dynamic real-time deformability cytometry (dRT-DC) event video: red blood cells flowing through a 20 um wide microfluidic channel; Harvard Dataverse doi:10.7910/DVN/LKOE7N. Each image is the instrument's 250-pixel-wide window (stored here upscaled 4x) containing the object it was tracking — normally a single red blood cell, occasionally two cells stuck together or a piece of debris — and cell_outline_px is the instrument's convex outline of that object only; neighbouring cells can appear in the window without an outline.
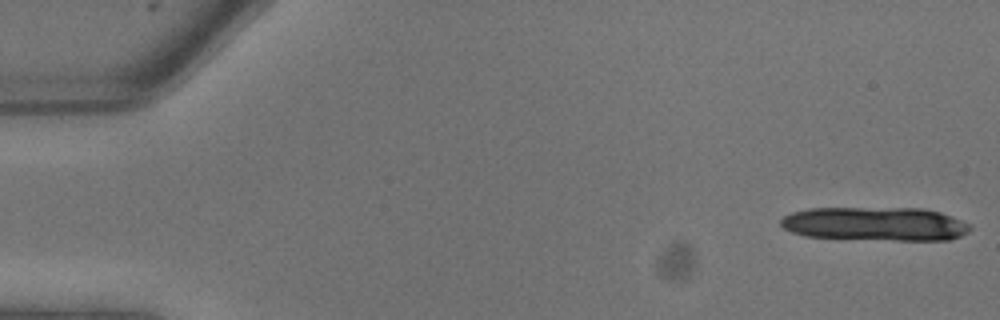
{"species": "common noctule bat (a hibernating species)", "species_latin": "Nyctalus noctula", "temperature_condition": "warm", "stored_images_in_passage": 9, "camera_frame_rate_fps": 3000, "um_per_image_px": 0.085, "animal": {"sex": "male", "body_mass_g": 13.3}, "frame": {"image": 1, "passage_image": 1, "time_ms": 0.0, "image_size_px": [1000, 320], "cell_outline_px": [[972, 228], [968, 232], [960, 236], [948, 240], [896, 240], [804, 236], [792, 232], [784, 228], [780, 224], [780, 220], [784, 216], [792, 212], [808, 208], [924, 208], [940, 212], [960, 220], [968, 224]], "centroid_in_image_um": [74.39, 19.02], "position_along_channel_um": 10.6, "area_um2": 37.17}}
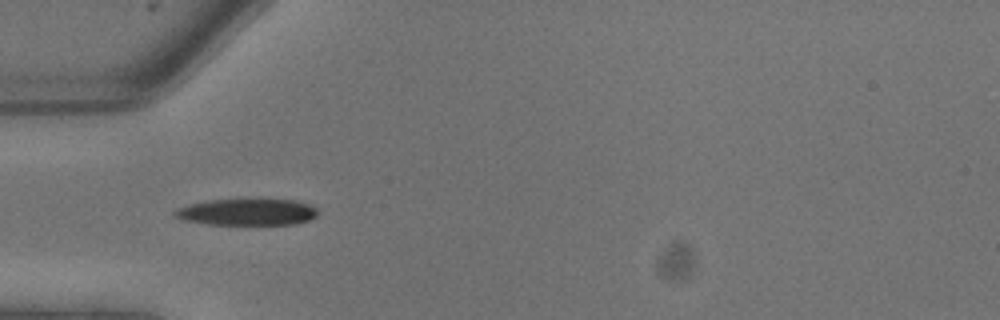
{"frame": {"image": 2, "passage_image": 8, "time_ms": 2.333, "image_size_px": [1000, 320], "cell_outline_px": [[316, 216], [308, 220], [292, 224], [248, 228], [208, 224], [184, 220], [172, 216], [172, 212], [176, 208], [188, 204], [208, 200], [244, 196], [260, 196], [300, 200], [316, 208]], "centroid_in_image_um": [20.99, 18.0], "position_along_channel_um": 64.0, "area_um2": 24.74}}